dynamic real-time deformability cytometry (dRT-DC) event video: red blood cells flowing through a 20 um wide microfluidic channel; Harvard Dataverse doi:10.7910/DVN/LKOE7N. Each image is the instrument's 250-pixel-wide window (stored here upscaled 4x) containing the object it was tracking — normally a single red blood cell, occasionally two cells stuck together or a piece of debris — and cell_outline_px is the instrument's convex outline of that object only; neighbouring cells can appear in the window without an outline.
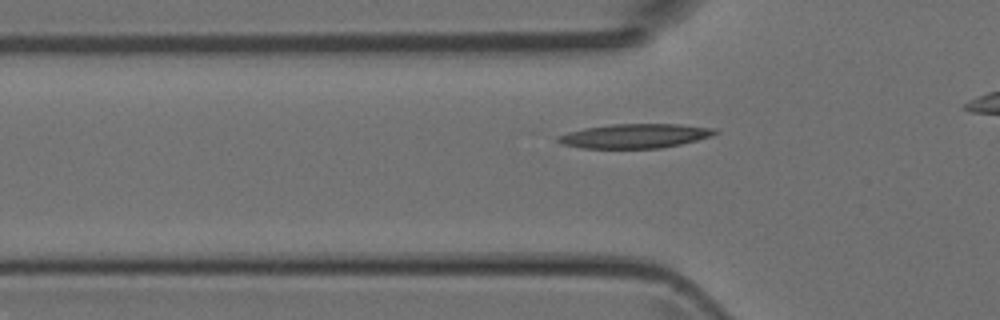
{"species": "Egyptian fruit bat (a non-hibernating species)", "species_latin": "Rousettus aegyptiacus", "temperature_condition": "room temperature", "stored_images_in_passage": 30, "camera_frame_rate_fps": 3000, "um_per_image_px": 0.085, "animal": {"sex": "female"}, "frame": {"image": 1, "passage_image": 7, "time_ms": 2.0, "image_size_px": [1000, 320], "cell_outline_px": [[720, 132], [712, 136], [680, 144], [660, 148], [580, 148], [560, 144], [556, 140], [556, 136], [568, 132], [584, 128], [612, 124], [680, 124], [716, 128]], "centroid_in_image_um": [53.96, 11.55], "position_along_channel_um": 71.8, "area_um2": 22.37}}
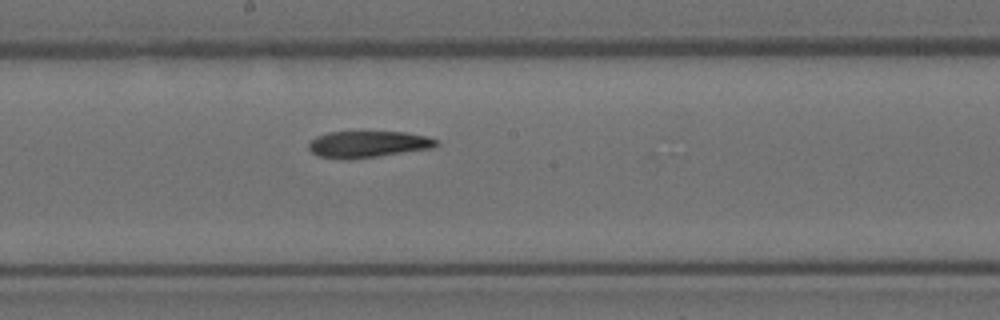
{"frame": {"image": 2, "passage_image": 17, "time_ms": 5.333, "image_size_px": [1000, 320], "cell_outline_px": [[440, 144], [432, 148], [348, 160], [340, 160], [316, 156], [308, 148], [308, 144], [316, 136], [328, 132], [408, 132], [428, 136], [436, 140]], "centroid_in_image_um": [31.25, 12.26], "position_along_channel_um": 217.0, "area_um2": 19.88}}
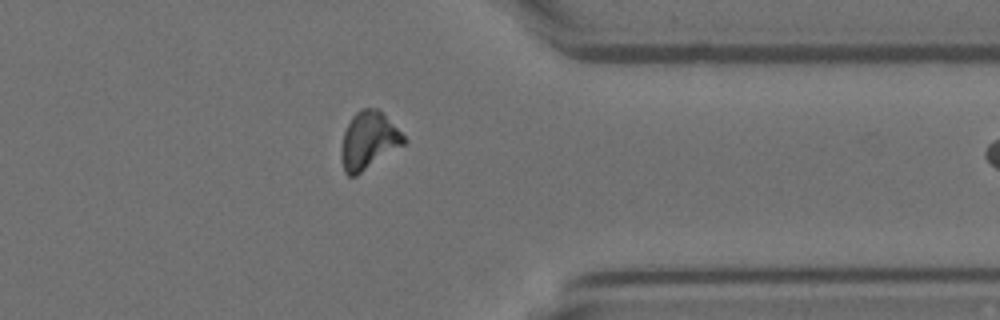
{"frame": {"image": 3, "passage_image": 29, "time_ms": 9.333, "image_size_px": [1000, 320], "cell_outline_px": [[408, 140], [404, 144], [356, 176], [348, 176], [344, 172], [340, 156], [340, 148], [344, 132], [352, 116], [360, 108], [376, 108]], "centroid_in_image_um": [31.28, 11.97], "position_along_channel_um": 380.1, "area_um2": 20.69}}